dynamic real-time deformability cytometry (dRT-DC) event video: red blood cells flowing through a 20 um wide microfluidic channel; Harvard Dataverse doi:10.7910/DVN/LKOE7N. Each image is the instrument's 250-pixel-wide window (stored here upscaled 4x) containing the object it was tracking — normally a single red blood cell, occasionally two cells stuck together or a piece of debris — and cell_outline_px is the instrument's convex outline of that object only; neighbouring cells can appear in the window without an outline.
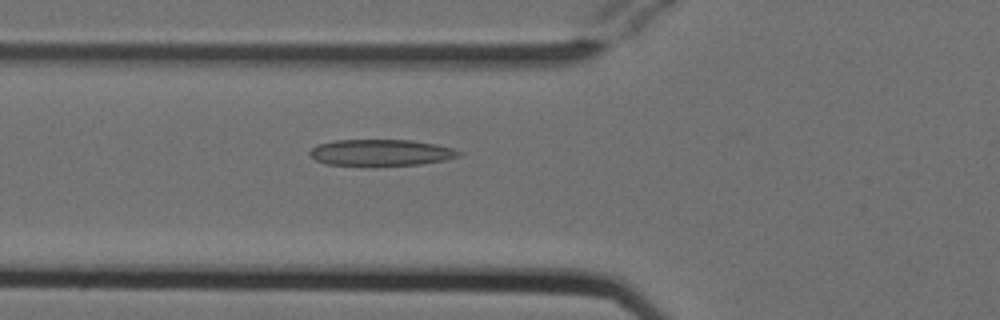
{"species": "Egyptian fruit bat (a non-hibernating species)", "species_latin": "Rousettus aegyptiacus", "temperature_condition": "cold", "stored_images_in_passage": 54, "camera_frame_rate_fps": 3000, "um_per_image_px": 0.085, "animal": {"sex": "female"}, "frame": {"image": 1, "passage_image": 20, "time_ms": 6.333, "image_size_px": [1000, 320], "cell_outline_px": [[464, 152], [460, 156], [444, 160], [420, 164], [372, 168], [364, 168], [324, 164], [316, 160], [308, 152], [316, 144], [336, 140], [412, 140], [436, 144], [452, 148]], "centroid_in_image_um": [32.34, 13.01], "position_along_channel_um": 93.5, "area_um2": 23.99}}
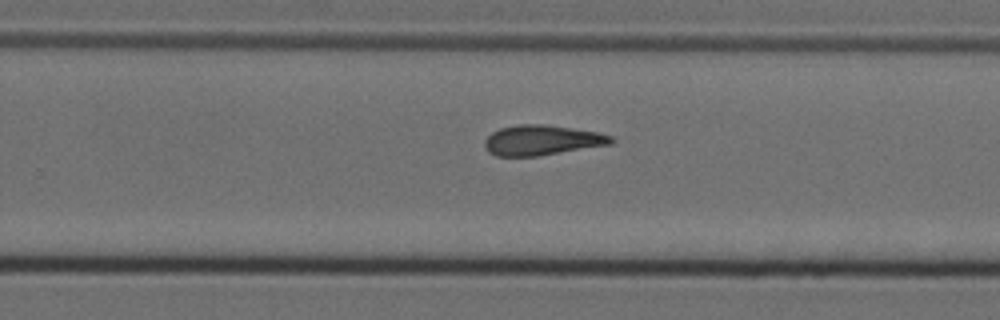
{"frame": {"image": 2, "passage_image": 35, "time_ms": 11.333, "image_size_px": [1000, 320], "cell_outline_px": [[616, 140], [612, 144], [540, 156], [496, 156], [488, 152], [484, 148], [484, 140], [492, 132], [500, 128], [520, 124], [544, 124], [572, 128], [596, 132], [612, 136]], "centroid_in_image_um": [46.06, 11.92], "position_along_channel_um": 283.7, "area_um2": 22.37}}
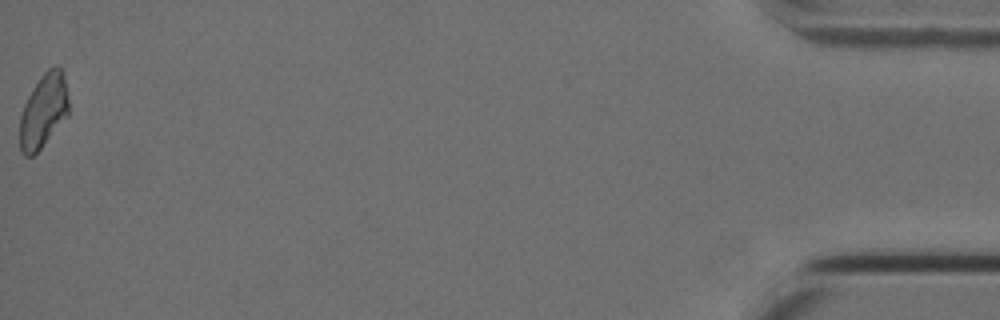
{"frame": {"image": 3, "passage_image": 54, "time_ms": 17.667, "image_size_px": [1000, 320], "cell_outline_px": [[68, 116], [40, 148], [32, 156], [24, 156], [20, 152], [20, 116], [24, 104], [32, 88], [40, 76], [48, 68], [56, 64], [60, 64], [68, 96]], "centroid_in_image_um": [3.69, 9.4], "position_along_channel_um": 431.5, "area_um2": 21.04}, "authors_computed_cell_mechanics": {"area_um2": 22.4264, "velocity_mm_per_s": 3.8024, "shape_relaxation_time_tau1_ms": null, "shape_relaxation_time_tau2_ms": 3.3404, "deformation_change_tau1": null, "deformation_change_tau2": 0.119}}